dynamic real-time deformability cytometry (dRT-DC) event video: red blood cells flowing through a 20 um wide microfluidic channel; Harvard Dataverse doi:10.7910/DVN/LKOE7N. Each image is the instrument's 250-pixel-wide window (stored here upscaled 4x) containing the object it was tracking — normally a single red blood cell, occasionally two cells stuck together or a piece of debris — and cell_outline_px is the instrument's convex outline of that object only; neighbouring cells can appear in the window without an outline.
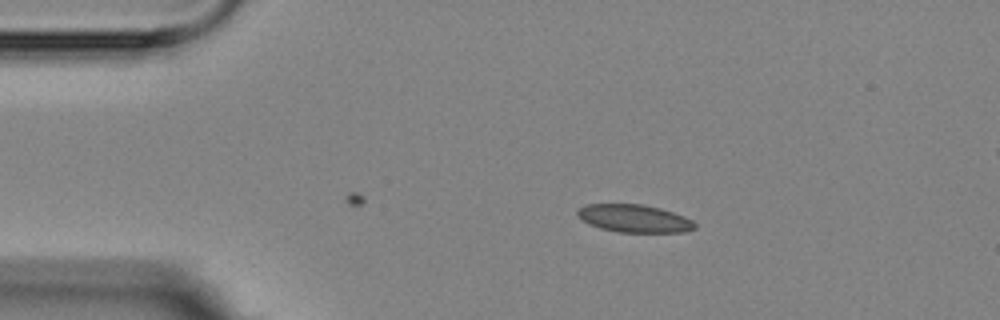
{"species": "Egyptian fruit bat (a non-hibernating species)", "species_latin": "Rousettus aegyptiacus", "temperature_condition": "room temperature", "stored_images_in_passage": 4, "camera_frame_rate_fps": 3000, "um_per_image_px": 0.085, "animal": {"sex": "female"}, "frame": {"image": 1, "passage_image": 4, "time_ms": 3.333, "image_size_px": [1000, 320], "cell_outline_px": [[696, 228], [684, 232], [616, 232], [600, 228], [588, 224], [576, 216], [576, 212], [584, 204], [644, 204], [660, 208], [684, 216], [692, 220], [696, 224]], "centroid_in_image_um": [53.88, 18.57], "position_along_channel_um": 31.1, "area_um2": 19.13}}